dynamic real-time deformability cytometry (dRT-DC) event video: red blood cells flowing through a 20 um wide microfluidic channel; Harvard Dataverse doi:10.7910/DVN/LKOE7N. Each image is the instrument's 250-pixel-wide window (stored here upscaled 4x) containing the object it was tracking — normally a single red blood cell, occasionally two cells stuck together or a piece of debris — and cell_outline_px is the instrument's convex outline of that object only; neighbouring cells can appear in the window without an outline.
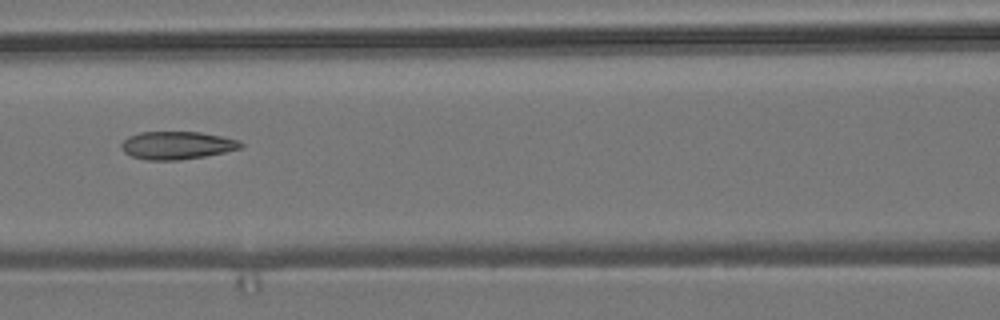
{"species": "common noctule bat (a hibernating species)", "species_latin": "Nyctalus noctula", "temperature_condition": "room temperature", "stored_images_in_passage": 3, "camera_frame_rate_fps": 3000, "um_per_image_px": 0.085, "animal": {"sex": "male", "body_mass_g": 19.2, "forearm_length_mm": 51.8}, "frame": {"image": 1, "passage_image": 3, "time_ms": 0.667, "image_size_px": [1000, 320], "cell_outline_px": [[244, 144], [240, 148], [224, 152], [204, 156], [180, 160], [148, 160], [132, 156], [124, 152], [120, 144], [128, 136], [140, 132], [200, 132], [240, 140]], "centroid_in_image_um": [15.03, 12.35], "position_along_channel_um": 151.6, "area_um2": 19.31}}